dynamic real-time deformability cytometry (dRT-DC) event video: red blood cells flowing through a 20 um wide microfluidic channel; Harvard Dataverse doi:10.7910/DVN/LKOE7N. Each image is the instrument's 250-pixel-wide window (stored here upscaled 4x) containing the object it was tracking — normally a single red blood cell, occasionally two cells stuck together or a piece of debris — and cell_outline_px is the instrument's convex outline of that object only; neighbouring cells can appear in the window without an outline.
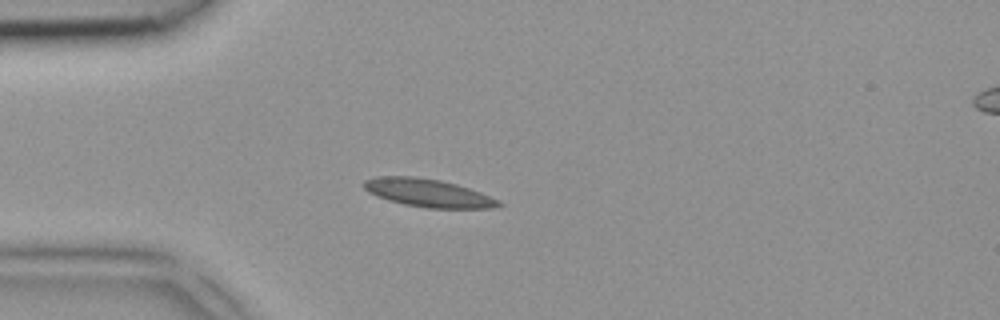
{"species": "common noctule bat (a hibernating species)", "species_latin": "Nyctalus noctula", "temperature_condition": "room temperature", "stored_images_in_passage": 4, "segment_of_instrument_passage": [1, 2], "camera_frame_rate_fps": 3000, "um_per_image_px": 0.085, "animal": {"sex": "female", "body_mass_g": 18.4}, "frame": {"image": 1, "passage_image": 3, "time_ms": 0.667, "image_size_px": [1000, 320], "cell_outline_px": [[504, 204], [492, 208], [428, 208], [404, 204], [388, 200], [376, 196], [368, 192], [360, 184], [364, 180], [376, 176], [416, 176], [440, 180], [456, 184], [480, 192], [500, 200]], "centroid_in_image_um": [36.35, 16.39], "position_along_channel_um": 48.6, "area_um2": 22.14}}